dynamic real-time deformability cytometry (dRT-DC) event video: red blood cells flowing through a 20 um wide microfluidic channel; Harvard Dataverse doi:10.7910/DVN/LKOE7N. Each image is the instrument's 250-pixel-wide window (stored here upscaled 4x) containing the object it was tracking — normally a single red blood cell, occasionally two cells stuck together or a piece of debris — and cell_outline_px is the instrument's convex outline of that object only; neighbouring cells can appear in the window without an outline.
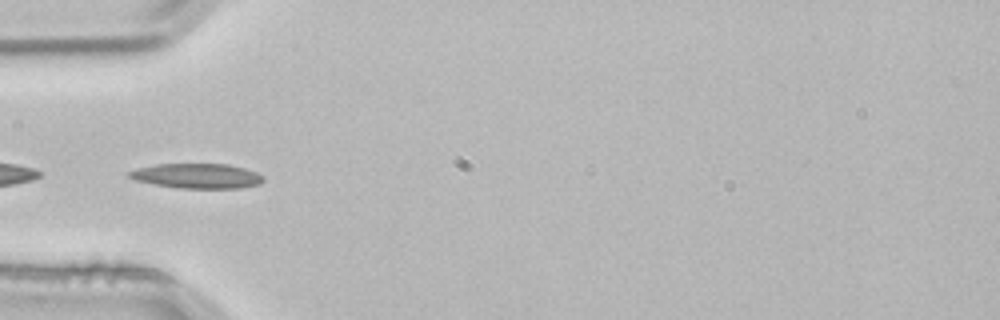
{"species": "common noctule bat (a hibernating species)", "species_latin": "Nyctalus noctula", "temperature_condition": "room temperature", "stored_images_in_passage": 4, "camera_frame_rate_fps": 3000, "um_per_image_px": 0.085, "animal": {"sex": "male", "body_mass_g": 21.5, "forearm_length_mm": 52.0}, "frame": {"image": 1, "passage_image": 4, "time_ms": 1.0, "image_size_px": [1000, 320], "cell_outline_px": [[264, 180], [260, 184], [240, 188], [180, 188], [156, 184], [136, 180], [128, 176], [128, 172], [136, 168], [156, 164], [228, 164], [244, 168], [256, 172], [264, 176]], "centroid_in_image_um": [16.78, 14.95], "position_along_channel_um": 68.2, "area_um2": 19.36}}